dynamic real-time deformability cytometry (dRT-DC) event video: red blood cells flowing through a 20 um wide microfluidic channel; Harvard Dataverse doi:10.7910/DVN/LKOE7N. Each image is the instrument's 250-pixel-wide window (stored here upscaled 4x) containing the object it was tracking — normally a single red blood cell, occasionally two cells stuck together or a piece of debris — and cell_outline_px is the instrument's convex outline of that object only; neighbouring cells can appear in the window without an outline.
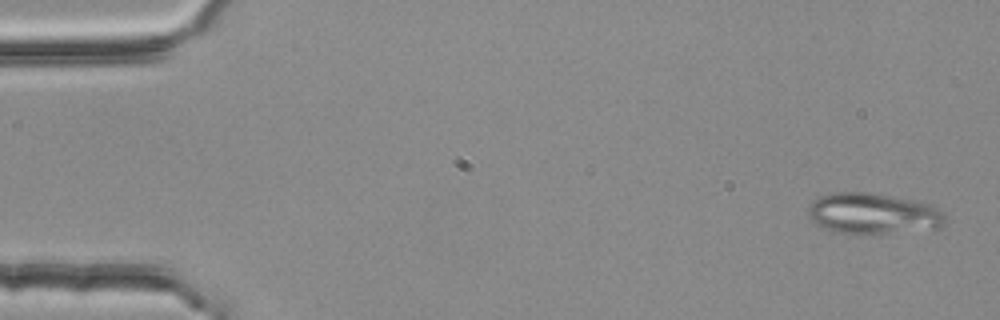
{"species": "common noctule bat (a hibernating species)", "species_latin": "Nyctalus noctula", "temperature_condition": "room temperature", "stored_images_in_passage": 26, "segment_of_instrument_passage": [1, 2], "camera_frame_rate_fps": 3000, "um_per_image_px": 0.085, "animal": {"sex": "female", "body_mass_g": 25.1}, "frame": {"image": 1, "passage_image": 2, "time_ms": 0.333, "image_size_px": [1000, 320], "cell_outline_px": [[944, 224], [940, 228], [864, 236], [840, 232], [824, 228], [816, 224], [808, 216], [808, 208], [820, 196], [836, 192], [868, 192], [912, 200], [928, 204], [944, 212]], "centroid_in_image_um": [74.21, 18.19], "position_along_channel_um": 10.8, "area_um2": 32.83}}
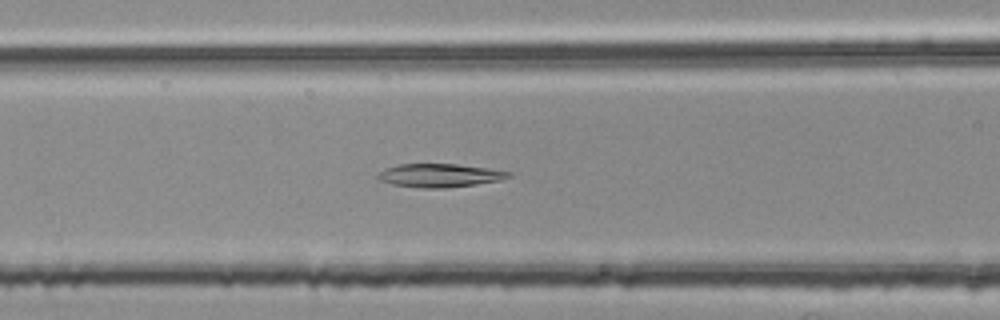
{"frame": {"image": 2, "passage_image": 22, "time_ms": 7.0, "image_size_px": [1000, 320], "cell_outline_px": [[512, 176], [500, 180], [476, 184], [444, 188], [420, 188], [392, 184], [380, 180], [376, 176], [384, 168], [400, 164], [456, 164], [488, 168], [512, 172]], "centroid_in_image_um": [37.37, 14.91], "position_along_channel_um": 129.2, "area_um2": 17.8}}
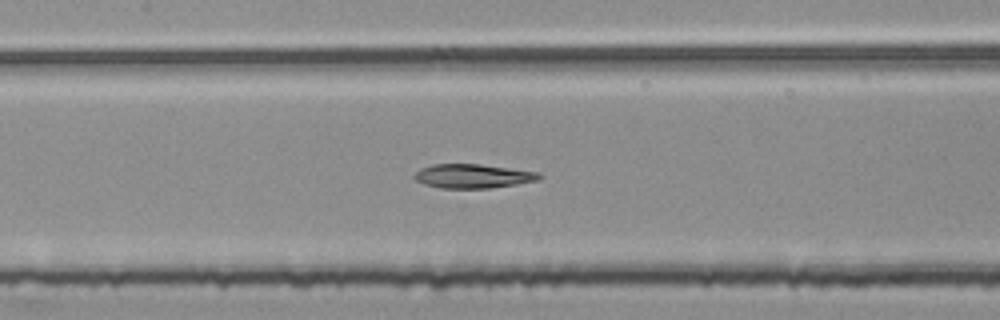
{"frame": {"image": 3, "passage_image": 25, "time_ms": 8.0, "image_size_px": [1000, 320], "cell_outline_px": [[544, 176], [540, 180], [492, 188], [440, 188], [424, 184], [416, 180], [412, 176], [420, 168], [432, 164], [480, 164], [540, 172]], "centroid_in_image_um": [40.22, 14.97], "position_along_channel_um": 167.2, "area_um2": 17.69}}